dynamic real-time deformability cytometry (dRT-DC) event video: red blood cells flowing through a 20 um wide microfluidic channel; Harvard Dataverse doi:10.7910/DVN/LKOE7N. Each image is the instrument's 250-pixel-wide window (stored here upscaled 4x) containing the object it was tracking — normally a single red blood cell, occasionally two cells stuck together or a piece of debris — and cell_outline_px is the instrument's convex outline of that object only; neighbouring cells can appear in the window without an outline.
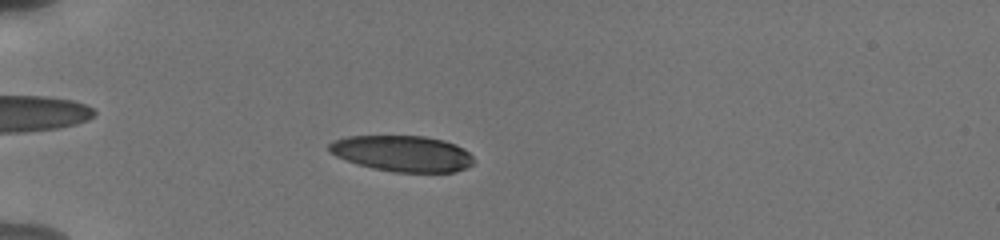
{"species": "human", "species_latin": "Homo sapiens", "temperature_condition": "cold", "stored_images_in_passage": 54, "camera_frame_rate_fps": 3000, "um_per_image_px": 0.085, "donor": {"sex": "male"}, "frame": {"image": 1, "passage_image": 16, "time_ms": 5.0, "image_size_px": [1000, 240], "cell_outline_px": [[476, 160], [468, 168], [456, 172], [392, 172], [372, 168], [356, 164], [336, 156], [328, 152], [328, 144], [332, 140], [348, 136], [424, 136], [444, 140], [456, 144], [464, 148]], "centroid_in_image_um": [34.21, 13.05], "position_along_channel_um": 50.8, "area_um2": 30.75}}
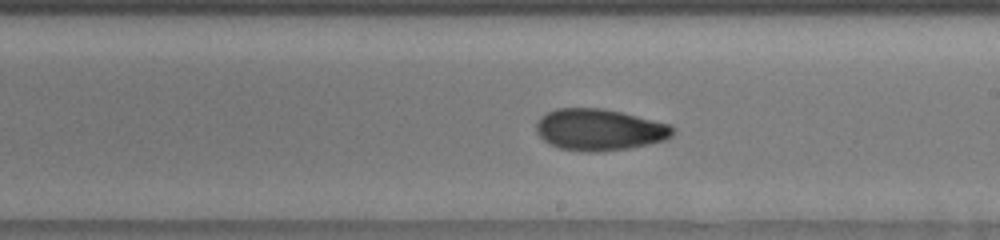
{"frame": {"image": 2, "passage_image": 33, "time_ms": 10.667, "image_size_px": [1000, 240], "cell_outline_px": [[676, 132], [672, 136], [664, 140], [632, 148], [600, 152], [588, 152], [560, 148], [548, 144], [536, 132], [536, 120], [540, 116], [556, 108], [604, 108], [672, 124], [676, 128]], "centroid_in_image_um": [50.97, 11.02], "position_along_channel_um": 238.0, "area_um2": 33.52}}
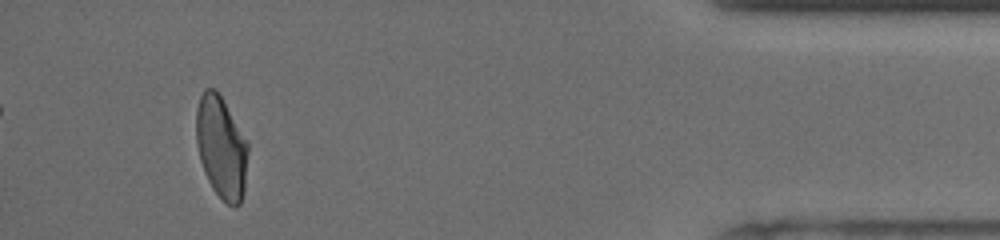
{"frame": {"image": 3, "passage_image": 51, "time_ms": 16.667, "image_size_px": [1000, 240], "cell_outline_px": [[248, 152], [244, 192], [240, 204], [236, 208], [232, 208], [212, 188], [204, 172], [200, 160], [196, 140], [196, 108], [200, 96], [204, 88], [216, 88], [248, 140]], "centroid_in_image_um": [18.82, 12.51], "position_along_channel_um": 416.4, "area_um2": 31.21}, "authors_computed_cell_mechanics": {"area_um2": 31.79, "velocity_mm_per_s": 3.8106, "shape_relaxation_time_tau1_ms": 9.4211, "shape_relaxation_time_tau2_ms": 2.1971, "deformation_change_tau1": 0.2339, "deformation_change_tau2": 0.0685}}